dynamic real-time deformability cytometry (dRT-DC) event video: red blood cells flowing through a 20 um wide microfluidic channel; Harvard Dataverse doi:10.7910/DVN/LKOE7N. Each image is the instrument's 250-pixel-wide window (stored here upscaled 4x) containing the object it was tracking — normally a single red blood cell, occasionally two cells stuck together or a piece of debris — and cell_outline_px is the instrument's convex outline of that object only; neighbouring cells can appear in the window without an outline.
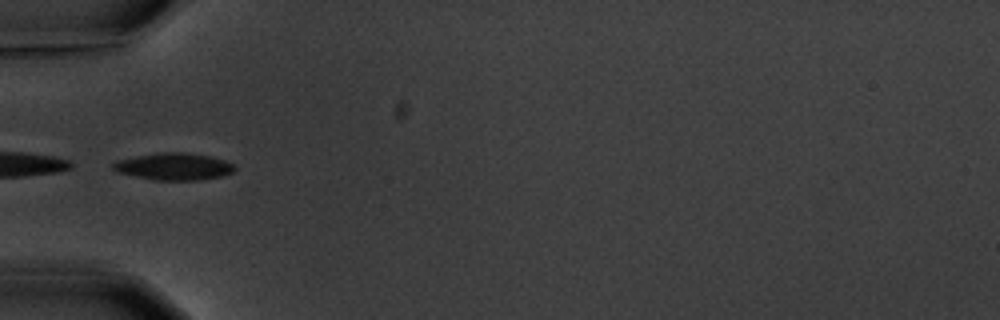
{"species": "common noctule bat (a hibernating species)", "species_latin": "Nyctalus noctula", "temperature_condition": "warm", "stored_images_in_passage": 8, "camera_frame_rate_fps": 3000, "um_per_image_px": 0.085, "animal": {"sex": "male", "body_mass_g": 20.1, "forearm_length_mm": 53.5}, "frame": {"image": 1, "passage_image": 4, "time_ms": 4.333, "image_size_px": [1000, 320], "cell_outline_px": [[236, 168], [232, 172], [224, 176], [200, 180], [152, 180], [116, 172], [112, 168], [112, 164], [116, 160], [136, 156], [160, 152], [184, 152], [212, 156], [236, 164]], "centroid_in_image_um": [14.79, 14.15], "position_along_channel_um": 70.2, "area_um2": 19.48}}
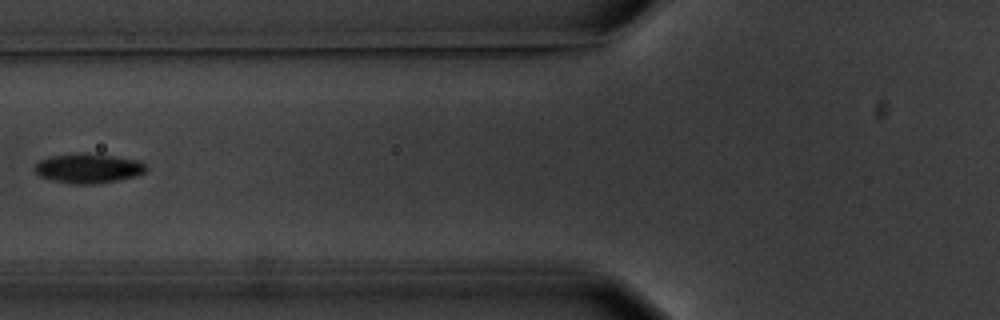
{"frame": {"image": 2, "passage_image": 5, "time_ms": 5.667, "image_size_px": [1000, 320], "cell_outline_px": [[148, 168], [144, 172], [132, 176], [116, 180], [92, 184], [68, 184], [40, 176], [32, 168], [40, 160], [52, 156], [80, 152], [112, 156], [136, 160], [144, 164]], "centroid_in_image_um": [7.44, 14.3], "position_along_channel_um": 118.4, "area_um2": 18.9}}